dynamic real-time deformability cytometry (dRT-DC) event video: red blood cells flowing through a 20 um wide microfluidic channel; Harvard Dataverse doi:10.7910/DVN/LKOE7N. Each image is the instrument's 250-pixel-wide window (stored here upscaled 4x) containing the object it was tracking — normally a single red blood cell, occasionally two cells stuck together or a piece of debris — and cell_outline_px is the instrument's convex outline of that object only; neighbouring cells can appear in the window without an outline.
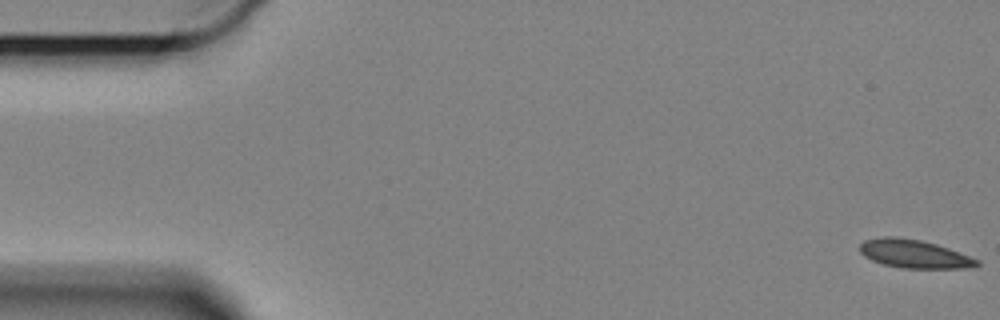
{"species": "Egyptian fruit bat (a non-hibernating species)", "species_latin": "Rousettus aegyptiacus", "temperature_condition": "cold", "stored_images_in_passage": 16, "camera_frame_rate_fps": 3000, "um_per_image_px": 0.085, "animal": {"sex": "female"}, "frame": {"image": 1, "passage_image": 1, "time_ms": 0.0, "image_size_px": [1000, 320], "cell_outline_px": [[980, 264], [972, 268], [900, 268], [884, 264], [872, 260], [864, 256], [860, 252], [860, 244], [864, 240], [884, 236], [896, 236], [920, 240], [936, 244], [948, 248], [980, 260]], "centroid_in_image_um": [77.71, 21.58], "position_along_channel_um": 7.3, "area_um2": 19.36}}
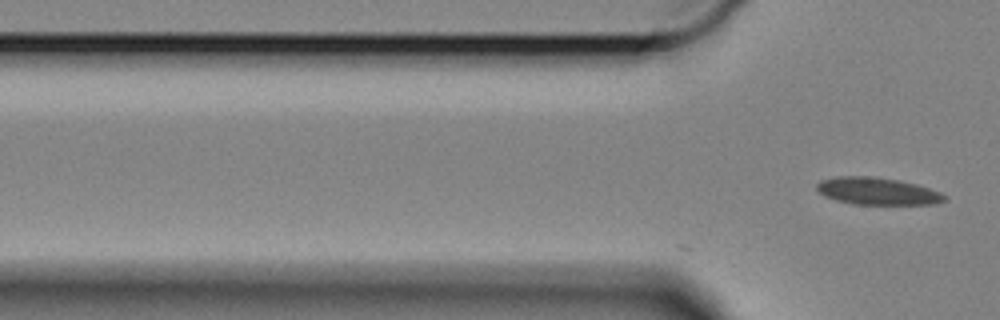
{"frame": {"image": 2, "passage_image": 16, "time_ms": 5.0, "image_size_px": [1000, 320], "cell_outline_px": [[948, 200], [936, 204], [852, 204], [836, 200], [824, 196], [816, 188], [816, 184], [820, 180], [840, 176], [872, 176], [900, 180], [916, 184], [940, 192], [948, 196]], "centroid_in_image_um": [74.6, 16.25], "position_along_channel_um": 51.2, "area_um2": 20.4}}